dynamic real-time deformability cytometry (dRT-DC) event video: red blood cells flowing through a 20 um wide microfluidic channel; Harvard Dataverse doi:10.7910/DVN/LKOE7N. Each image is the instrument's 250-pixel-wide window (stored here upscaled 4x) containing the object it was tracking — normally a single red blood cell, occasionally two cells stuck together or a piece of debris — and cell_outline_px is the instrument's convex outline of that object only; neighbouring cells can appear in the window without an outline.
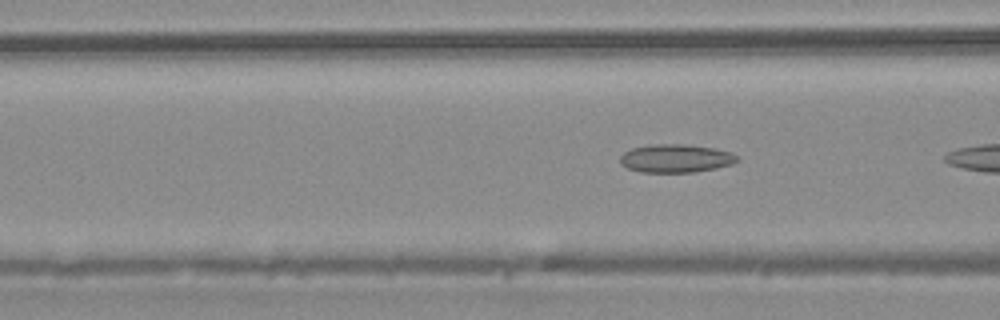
{"species": "common noctule bat (a hibernating species)", "species_latin": "Nyctalus noctula", "temperature_condition": "warm", "stored_images_in_passage": 4, "camera_frame_rate_fps": 3000, "um_per_image_px": 0.085, "animal": {"sex": "male", "body_mass_g": 20.4}, "frame": {"image": 1, "passage_image": 4, "time_ms": 1.0, "image_size_px": [1000, 320], "cell_outline_px": [[740, 160], [732, 164], [716, 168], [696, 172], [640, 172], [628, 168], [620, 164], [620, 156], [624, 152], [632, 148], [648, 144], [684, 144], [712, 148], [732, 152]], "centroid_in_image_um": [57.43, 13.46], "position_along_channel_um": 109.2, "area_um2": 19.36}}